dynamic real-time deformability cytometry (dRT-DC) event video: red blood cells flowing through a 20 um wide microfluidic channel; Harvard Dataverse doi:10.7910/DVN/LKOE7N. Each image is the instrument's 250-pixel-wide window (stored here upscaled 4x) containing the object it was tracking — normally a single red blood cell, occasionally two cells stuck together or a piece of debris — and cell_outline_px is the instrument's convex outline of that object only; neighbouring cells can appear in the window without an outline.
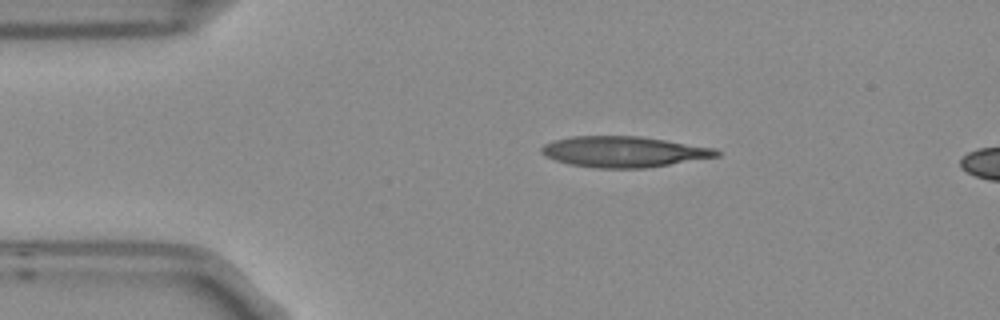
{"species": "Egyptian fruit bat (a non-hibernating species)", "species_latin": "Rousettus aegyptiacus", "temperature_condition": "room temperature", "stored_images_in_passage": 2, "camera_frame_rate_fps": 3000, "um_per_image_px": 0.085, "frame": {"image": 1, "passage_image": 1, "time_ms": 0.0, "image_size_px": [1000, 320], "cell_outline_px": [[720, 156], [648, 168], [596, 168], [572, 164], [556, 160], [540, 152], [540, 148], [544, 144], [552, 140], [572, 136], [640, 136], [716, 148], [720, 152]], "centroid_in_image_um": [53.04, 12.89], "position_along_channel_um": 32.0, "area_um2": 31.44}}